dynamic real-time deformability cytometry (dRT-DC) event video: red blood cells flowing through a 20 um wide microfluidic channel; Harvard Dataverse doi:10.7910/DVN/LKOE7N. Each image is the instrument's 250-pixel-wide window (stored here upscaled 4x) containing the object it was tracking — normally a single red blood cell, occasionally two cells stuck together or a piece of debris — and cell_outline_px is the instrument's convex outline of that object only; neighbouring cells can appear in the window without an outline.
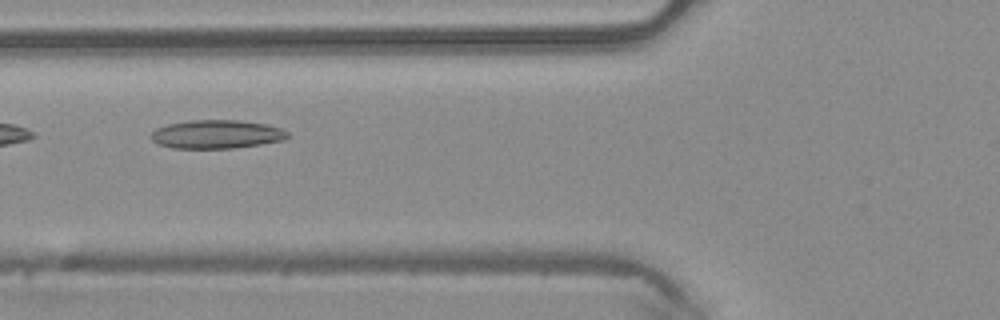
{"species": "common noctule bat (a hibernating species)", "species_latin": "Nyctalus noctula", "temperature_condition": "warm", "stored_images_in_passage": 7, "camera_frame_rate_fps": 3000, "um_per_image_px": 0.085, "animal": {"sex": "male", "body_mass_g": 20.4}, "frame": {"image": 1, "passage_image": 7, "time_ms": 2.0, "image_size_px": [1000, 320], "cell_outline_px": [[288, 136], [284, 140], [260, 144], [232, 148], [172, 148], [160, 144], [152, 140], [148, 136], [156, 128], [168, 124], [188, 120], [236, 120], [268, 124], [280, 128], [288, 132]], "centroid_in_image_um": [18.39, 11.4], "position_along_channel_um": 107.4, "area_um2": 22.72}}